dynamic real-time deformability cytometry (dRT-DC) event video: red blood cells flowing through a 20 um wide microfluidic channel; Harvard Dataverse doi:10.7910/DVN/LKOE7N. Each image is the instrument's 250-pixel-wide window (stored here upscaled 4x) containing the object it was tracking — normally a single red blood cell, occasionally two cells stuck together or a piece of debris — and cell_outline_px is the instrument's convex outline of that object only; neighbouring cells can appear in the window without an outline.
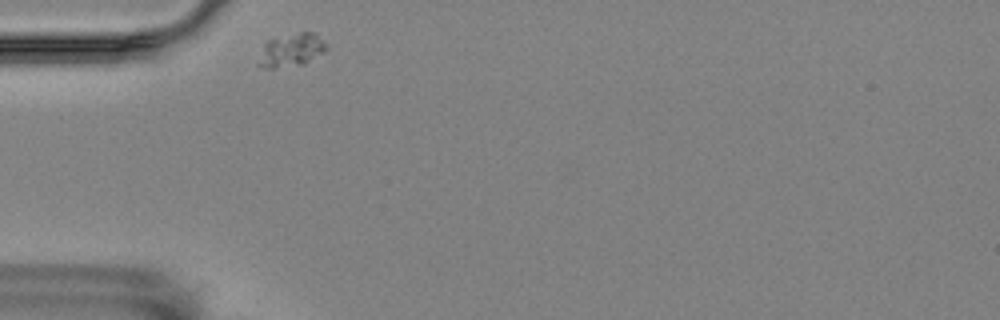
{"species": "Egyptian fruit bat (a non-hibernating species)", "species_latin": "Rousettus aegyptiacus", "temperature_condition": "room temperature", "stored_images_in_passage": 35, "camera_frame_rate_fps": 3000, "um_per_image_px": 0.085, "animal": {"sex": "female"}, "frame": {"image": 1, "passage_image": 1, "time_ms": 0.0, "image_size_px": [1000, 320], "cell_outline_px": [[328, 48], [324, 52], [304, 64], [276, 68], [264, 68], [256, 64], [264, 44], [268, 40], [300, 32], [316, 32], [328, 44]], "centroid_in_image_um": [24.79, 4.26], "position_along_channel_um": 60.2, "area_um2": 13.24}}
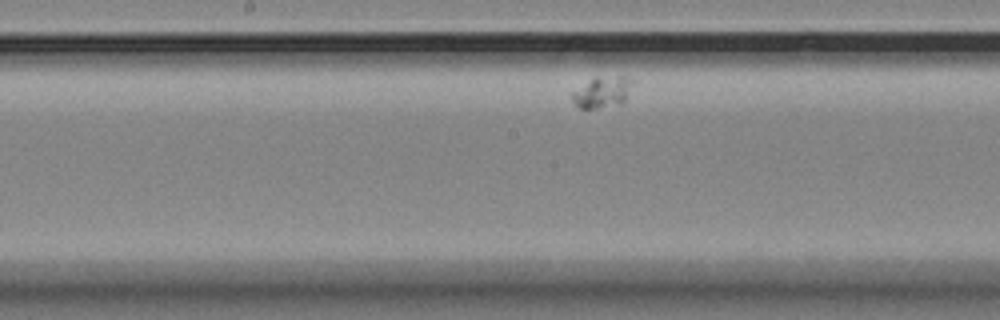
{"frame": {"image": 2, "passage_image": 16, "time_ms": 5.0, "image_size_px": [1000, 320], "cell_outline_px": [[636, 84], [628, 96], [620, 104], [596, 108], [580, 108], [572, 100], [572, 92], [596, 76], [628, 76], [636, 80]], "centroid_in_image_um": [51.3, 7.79], "position_along_channel_um": 196.9, "area_um2": 11.21}}
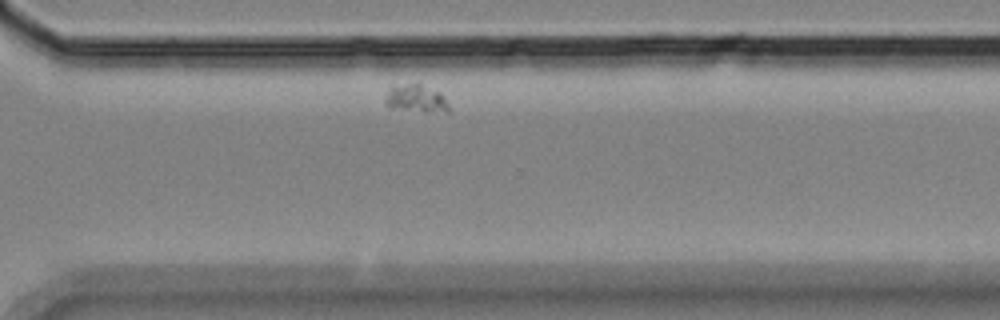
{"frame": {"image": 3, "passage_image": 30, "time_ms": 9.667, "image_size_px": [1000, 320], "cell_outline_px": [[452, 112], [424, 112], [388, 108], [384, 100], [388, 88], [392, 84], [420, 84], [440, 92], [444, 96]], "centroid_in_image_um": [35.34, 8.39], "position_along_channel_um": 335.3, "area_um2": 10.64}}